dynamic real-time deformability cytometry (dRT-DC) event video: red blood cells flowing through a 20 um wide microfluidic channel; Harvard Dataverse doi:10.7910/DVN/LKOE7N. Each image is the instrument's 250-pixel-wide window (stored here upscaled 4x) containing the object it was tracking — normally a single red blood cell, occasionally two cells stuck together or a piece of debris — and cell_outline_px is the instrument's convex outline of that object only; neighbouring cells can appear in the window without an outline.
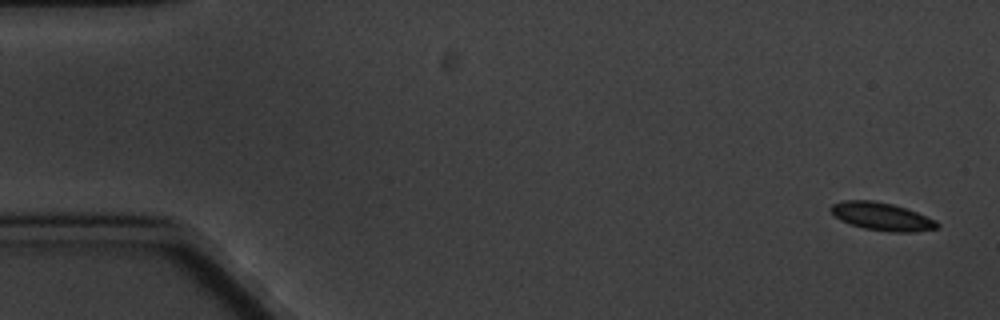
{"species": "common noctule bat (a hibernating species)", "species_latin": "Nyctalus noctula", "temperature_condition": "cold", "stored_images_in_passage": 7, "camera_frame_rate_fps": 3000, "um_per_image_px": 0.085, "animal": {"sex": "male", "body_mass_g": 20.1, "forearm_length_mm": 53.5}, "frame": {"image": 1, "passage_image": 1, "time_ms": 0.0, "image_size_px": [1000, 320], "cell_outline_px": [[940, 228], [916, 232], [892, 232], [864, 228], [840, 220], [828, 208], [832, 204], [844, 200], [872, 200], [892, 204], [916, 212], [936, 220], [940, 224]], "centroid_in_image_um": [74.98, 18.4], "position_along_channel_um": 10.0, "area_um2": 17.22}}